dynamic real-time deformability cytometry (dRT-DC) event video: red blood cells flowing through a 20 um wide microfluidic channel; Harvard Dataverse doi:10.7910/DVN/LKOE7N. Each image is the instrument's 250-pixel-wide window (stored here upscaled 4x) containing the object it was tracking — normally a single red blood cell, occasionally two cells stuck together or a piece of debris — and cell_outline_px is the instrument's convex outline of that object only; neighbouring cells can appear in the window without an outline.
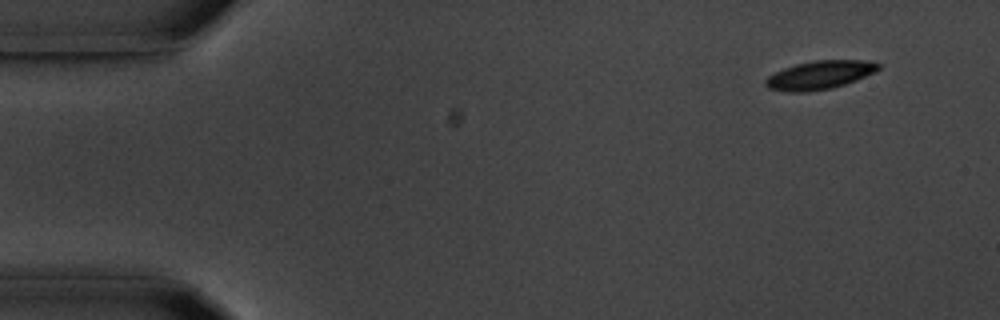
{"species": "common noctule bat (a hibernating species)", "species_latin": "Nyctalus noctula", "temperature_condition": "room temperature", "stored_images_in_passage": 9, "camera_frame_rate_fps": 3000, "um_per_image_px": 0.085, "animal": {"sex": "male", "body_mass_g": 20.1, "forearm_length_mm": 53.5}, "frame": {"image": 1, "passage_image": 1, "time_ms": 0.0, "image_size_px": [1000, 320], "cell_outline_px": [[880, 68], [876, 72], [856, 80], [832, 88], [808, 92], [788, 92], [768, 88], [764, 84], [764, 80], [768, 76], [784, 68], [796, 64], [812, 60], [872, 60], [880, 64]], "centroid_in_image_um": [69.69, 6.37], "position_along_channel_um": 15.3, "area_um2": 18.9}}